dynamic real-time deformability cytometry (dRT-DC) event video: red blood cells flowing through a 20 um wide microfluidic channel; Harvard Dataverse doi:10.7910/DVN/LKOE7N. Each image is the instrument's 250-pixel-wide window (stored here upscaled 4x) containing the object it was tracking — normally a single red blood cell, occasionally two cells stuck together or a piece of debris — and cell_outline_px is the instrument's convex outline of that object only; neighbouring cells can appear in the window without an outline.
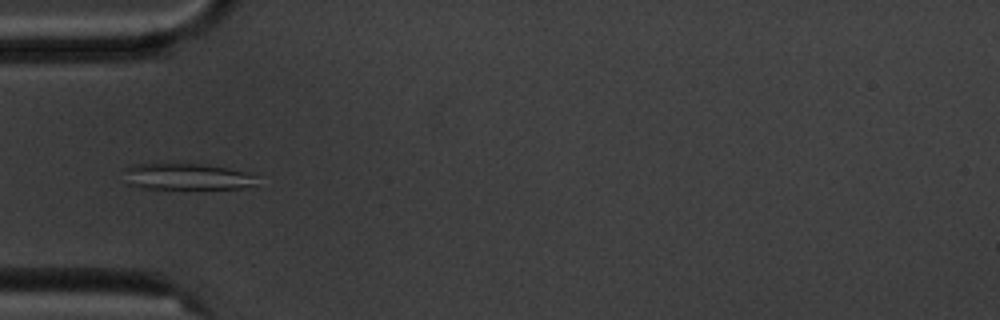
{"species": "common noctule bat (a hibernating species)", "species_latin": "Nyctalus noctula", "temperature_condition": "cold", "stored_images_in_passage": 7, "camera_frame_rate_fps": 3000, "um_per_image_px": 0.085, "animal": {"sex": "male", "body_mass_g": 20.1, "forearm_length_mm": 53.5}, "frame": {"image": 1, "passage_image": 6, "time_ms": 5.667, "image_size_px": [1000, 320], "cell_outline_px": [[256, 184], [240, 188], [140, 188], [128, 184], [124, 168], [132, 164], [200, 164], [228, 168], [244, 172], [256, 176]], "centroid_in_image_um": [15.85, 15.01], "position_along_channel_um": 69.1, "area_um2": 20.06}}
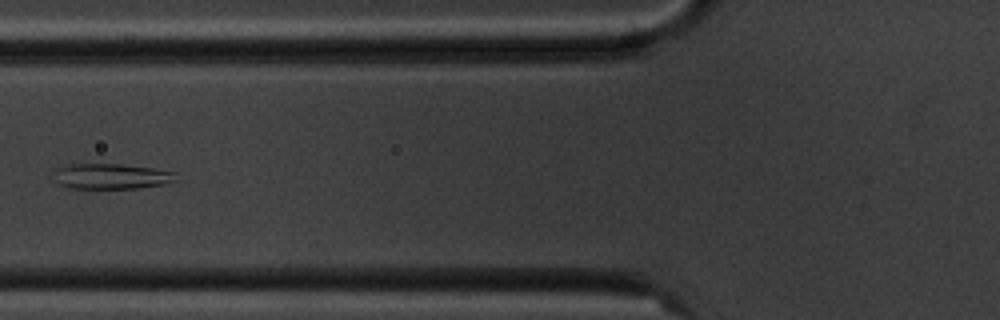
{"frame": {"image": 2, "passage_image": 7, "time_ms": 7.0, "image_size_px": [1000, 320], "cell_outline_px": [[176, 180], [168, 184], [136, 188], [64, 188], [60, 184], [56, 172], [56, 168], [64, 164], [120, 164], [152, 168], [176, 172]], "centroid_in_image_um": [9.51, 14.98], "position_along_channel_um": 116.3, "area_um2": 18.03}}